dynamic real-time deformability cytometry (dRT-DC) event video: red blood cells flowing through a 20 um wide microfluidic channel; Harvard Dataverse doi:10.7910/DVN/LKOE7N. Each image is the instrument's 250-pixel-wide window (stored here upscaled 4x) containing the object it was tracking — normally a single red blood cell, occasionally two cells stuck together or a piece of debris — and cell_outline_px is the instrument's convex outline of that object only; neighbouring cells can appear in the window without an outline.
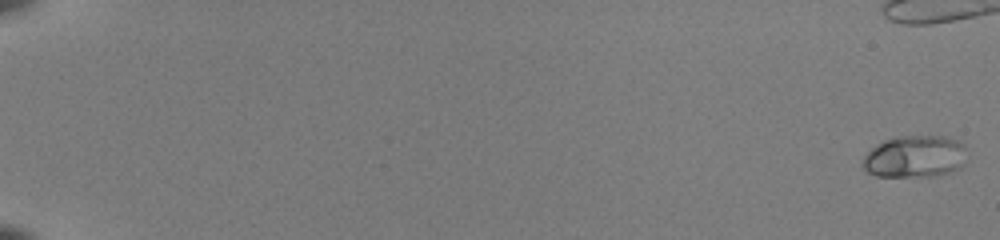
{"species": "common noctule bat (a hibernating species)", "species_latin": "Nyctalus noctula", "temperature_condition": "room temperature", "stored_images_in_passage": 52, "camera_frame_rate_fps": 3000, "um_per_image_px": 0.085, "animal": {"sex": "female", "body_mass_g": 22.0, "forearm_length_mm": 56.7}, "frame": {"image": 1, "passage_image": 1, "time_ms": 0.0, "image_size_px": [1000, 240], "cell_outline_px": [[964, 164], [960, 168], [948, 172], [932, 176], [876, 176], [868, 172], [860, 164], [864, 156], [876, 144], [884, 140], [900, 136], [948, 136], [960, 140], [964, 144]], "centroid_in_image_um": [77.75, 13.29], "position_along_channel_um": 7.2, "area_um2": 25.61}}
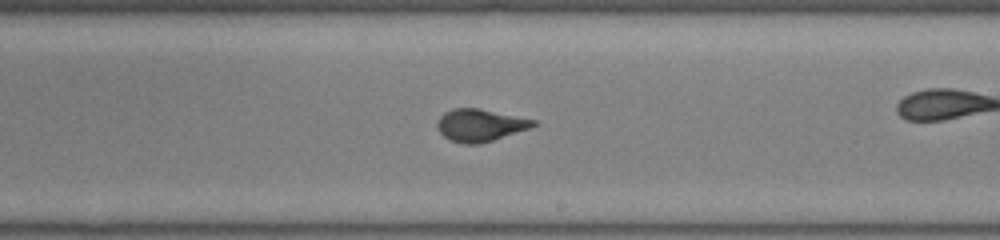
{"frame": {"image": 2, "passage_image": 34, "time_ms": 11.0, "image_size_px": [1000, 240], "cell_outline_px": [[540, 124], [480, 144], [464, 144], [452, 140], [444, 136], [436, 128], [436, 124], [440, 116], [444, 112], [452, 108], [480, 108], [536, 120]], "centroid_in_image_um": [40.79, 10.62], "position_along_channel_um": 248.2, "area_um2": 18.03}}
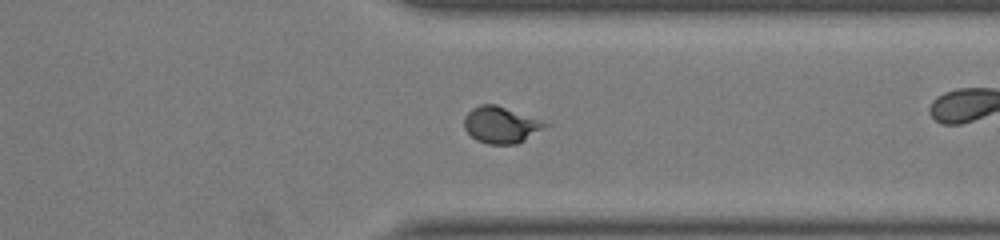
{"frame": {"image": 3, "passage_image": 43, "time_ms": 14.0, "image_size_px": [1000, 240], "cell_outline_px": [[552, 124], [524, 140], [516, 144], [488, 144], [476, 140], [464, 128], [464, 116], [472, 108], [480, 104], [496, 104]], "centroid_in_image_um": [42.57, 10.61], "position_along_channel_um": 368.8, "area_um2": 17.22}}